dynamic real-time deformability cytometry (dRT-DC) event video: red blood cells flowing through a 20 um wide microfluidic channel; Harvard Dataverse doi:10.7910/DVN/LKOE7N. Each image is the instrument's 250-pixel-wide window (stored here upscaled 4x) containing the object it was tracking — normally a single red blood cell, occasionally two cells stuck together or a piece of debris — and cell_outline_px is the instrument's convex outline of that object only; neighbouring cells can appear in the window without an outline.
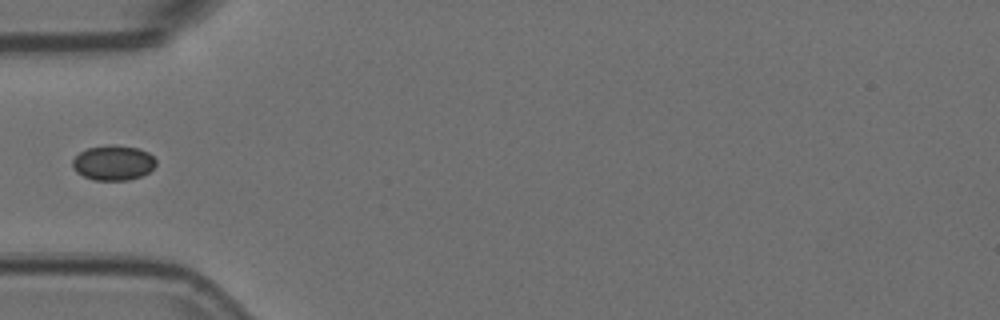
{"species": "Egyptian fruit bat (a non-hibernating species)", "species_latin": "Rousettus aegyptiacus", "temperature_condition": "room temperature", "stored_images_in_passage": 26, "camera_frame_rate_fps": 3000, "um_per_image_px": 0.085, "animal": {"sex": "female"}, "frame": {"image": 1, "passage_image": 1, "time_ms": 0.0, "image_size_px": [1000, 320], "cell_outline_px": [[156, 164], [148, 172], [140, 176], [128, 180], [92, 180], [76, 172], [72, 168], [72, 160], [80, 152], [88, 148], [112, 144], [136, 148], [148, 152], [156, 160]], "centroid_in_image_um": [9.6, 13.84], "position_along_channel_um": 75.4, "area_um2": 16.94}}
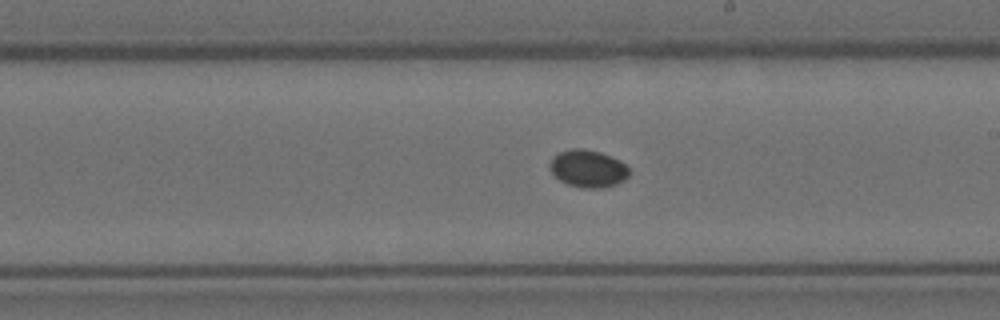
{"frame": {"image": 2, "passage_image": 14, "time_ms": 4.333, "image_size_px": [1000, 320], "cell_outline_px": [[628, 176], [624, 180], [616, 184], [600, 188], [580, 188], [568, 184], [560, 180], [552, 172], [548, 164], [552, 156], [560, 152], [572, 148], [584, 148], [600, 152], [620, 160], [628, 168]], "centroid_in_image_um": [49.95, 14.32], "position_along_channel_um": 239.0, "area_um2": 17.28}}
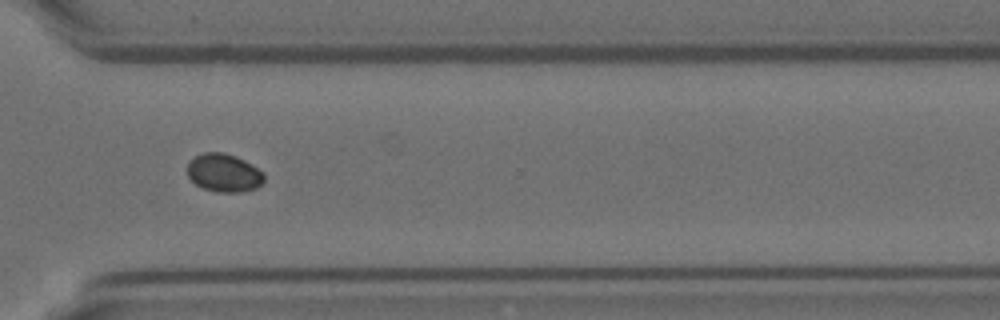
{"frame": {"image": 3, "passage_image": 23, "time_ms": 7.333, "image_size_px": [1000, 320], "cell_outline_px": [[264, 180], [256, 188], [240, 192], [216, 192], [204, 188], [196, 184], [188, 176], [188, 164], [196, 156], [204, 152], [224, 152], [236, 156], [244, 160], [264, 172]], "centroid_in_image_um": [19.05, 14.69], "position_along_channel_um": 351.6, "area_um2": 16.94}}